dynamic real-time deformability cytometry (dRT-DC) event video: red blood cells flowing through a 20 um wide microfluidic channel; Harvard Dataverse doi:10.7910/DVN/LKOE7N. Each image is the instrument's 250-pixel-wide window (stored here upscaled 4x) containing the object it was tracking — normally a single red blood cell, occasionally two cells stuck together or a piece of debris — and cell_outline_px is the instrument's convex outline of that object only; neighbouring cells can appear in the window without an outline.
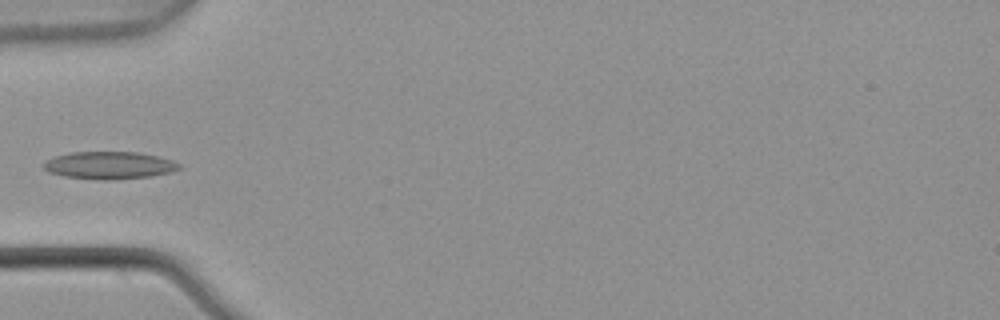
{"species": "common noctule bat (a hibernating species)", "species_latin": "Nyctalus noctula", "temperature_condition": "warm", "stored_images_in_passage": 4, "camera_frame_rate_fps": 3000, "um_per_image_px": 0.085, "animal": {"sex": "male", "body_mass_g": 21.5, "forearm_length_mm": 52.0}, "frame": {"image": 1, "passage_image": 4, "time_ms": 1.0, "image_size_px": [1000, 320], "cell_outline_px": [[180, 168], [172, 172], [152, 176], [112, 180], [100, 180], [64, 176], [48, 172], [40, 164], [44, 160], [68, 152], [136, 152], [156, 156], [172, 160], [180, 164]], "centroid_in_image_um": [9.25, 14.05], "position_along_channel_um": 75.8, "area_um2": 21.85}}